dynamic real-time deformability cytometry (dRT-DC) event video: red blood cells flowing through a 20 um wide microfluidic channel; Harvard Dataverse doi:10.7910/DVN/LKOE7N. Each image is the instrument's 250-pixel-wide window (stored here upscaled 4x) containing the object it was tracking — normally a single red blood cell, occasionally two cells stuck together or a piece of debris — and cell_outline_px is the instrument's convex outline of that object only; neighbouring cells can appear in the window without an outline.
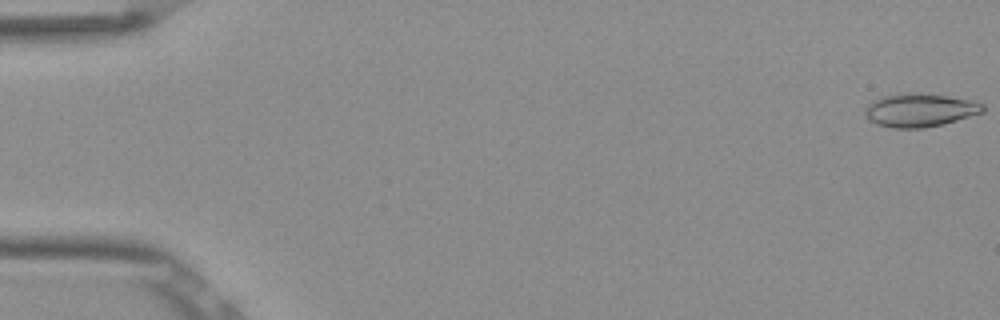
{"species": "Egyptian fruit bat (a non-hibernating species)", "species_latin": "Rousettus aegyptiacus", "temperature_condition": "room temperature", "stored_images_in_passage": 53, "camera_frame_rate_fps": 3000, "um_per_image_px": 0.085, "frame": {"image": 1, "passage_image": 1, "time_ms": 0.0, "image_size_px": [1000, 320], "cell_outline_px": [[984, 112], [944, 124], [924, 128], [892, 128], [876, 124], [868, 120], [864, 116], [864, 108], [872, 100], [896, 92], [920, 92], [968, 100], [984, 104]], "centroid_in_image_um": [78.12, 9.36], "position_along_channel_um": 6.9, "area_um2": 23.24}}
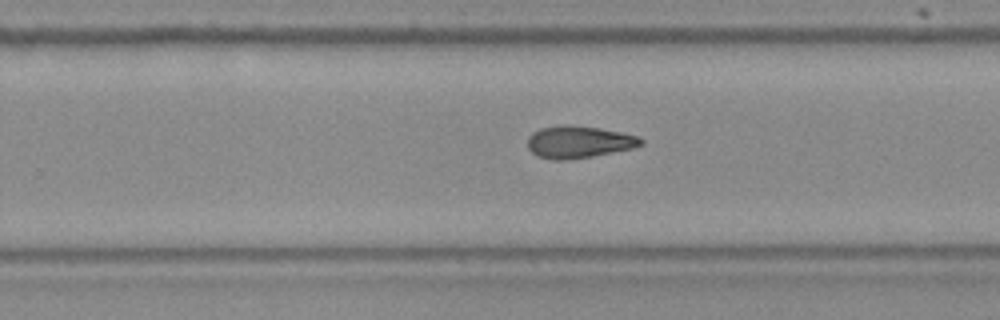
{"frame": {"image": 2, "passage_image": 34, "time_ms": 11.0, "image_size_px": [1000, 320], "cell_outline_px": [[644, 144], [632, 148], [592, 156], [568, 160], [556, 160], [540, 156], [532, 152], [528, 148], [528, 136], [532, 132], [540, 128], [564, 124], [600, 128], [640, 136], [644, 140]], "centroid_in_image_um": [49.21, 12.05], "position_along_channel_um": 280.6, "area_um2": 21.21}}
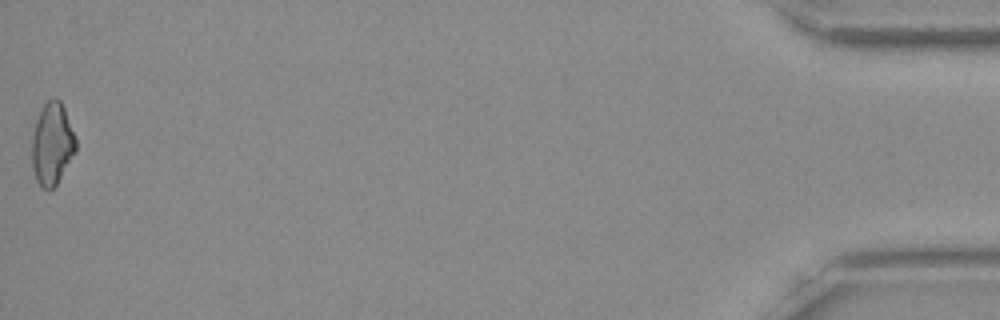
{"frame": {"image": 3, "passage_image": 53, "time_ms": 17.333, "image_size_px": [1000, 320], "cell_outline_px": [[76, 152], [56, 184], [48, 192], [36, 180], [32, 168], [32, 136], [36, 120], [44, 104], [48, 100], [60, 100], [64, 108], [76, 136]], "centroid_in_image_um": [4.44, 12.25], "position_along_channel_um": 430.8, "area_um2": 20.92}, "authors_computed_cell_mechanics": {"area_um2": 21.2126, "velocity_mm_per_s": 3.8827, "shape_relaxation_time_tau1_ms": 5.989, "shape_relaxation_time_tau2_ms": 7.0628, "deformation_change_tau1": 0.1488, "deformation_change_tau2": 0.1567}}